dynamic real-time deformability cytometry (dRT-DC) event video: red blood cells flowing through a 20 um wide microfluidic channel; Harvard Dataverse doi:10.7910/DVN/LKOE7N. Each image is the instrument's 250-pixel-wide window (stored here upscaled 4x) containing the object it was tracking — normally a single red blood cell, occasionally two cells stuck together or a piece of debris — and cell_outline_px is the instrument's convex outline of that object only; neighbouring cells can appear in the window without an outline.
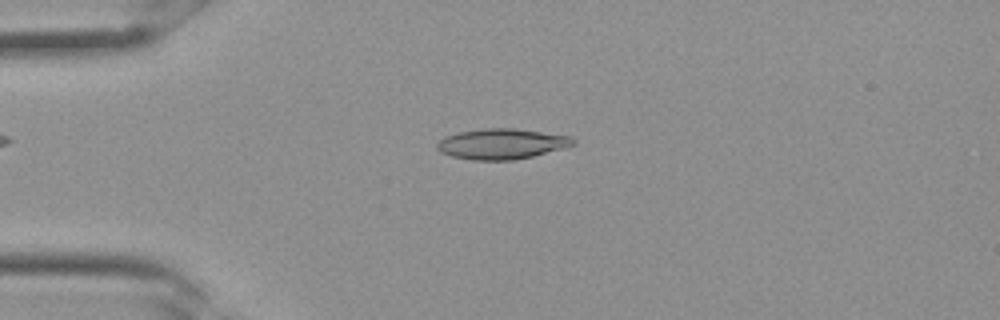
{"species": "Egyptian fruit bat (a non-hibernating species)", "species_latin": "Rousettus aegyptiacus", "temperature_condition": "room temperature", "stored_images_in_passage": 25, "camera_frame_rate_fps": 3000, "um_per_image_px": 0.085, "frame": {"image": 1, "passage_image": 1, "time_ms": 0.0, "image_size_px": [1000, 320], "cell_outline_px": [[576, 144], [564, 148], [532, 156], [512, 160], [472, 160], [452, 156], [440, 152], [436, 148], [436, 144], [444, 136], [460, 132], [484, 128], [512, 128], [572, 136], [576, 140]], "centroid_in_image_um": [42.65, 12.23], "position_along_channel_um": 42.4, "area_um2": 24.16}}
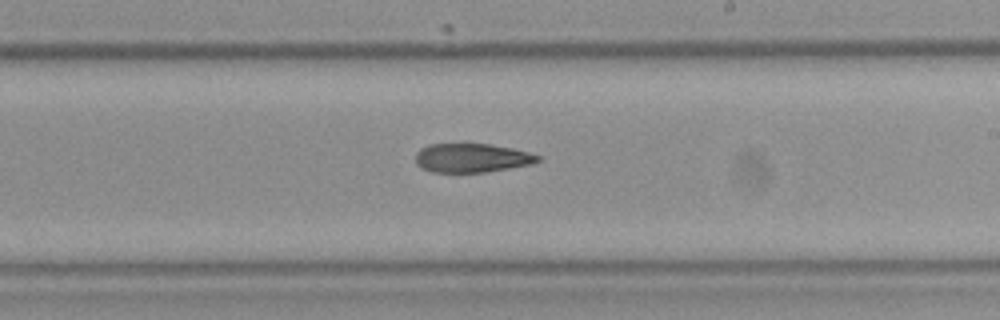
{"frame": {"image": 2, "passage_image": 12, "time_ms": 3.667, "image_size_px": [1000, 320], "cell_outline_px": [[544, 156], [540, 160], [532, 164], [484, 172], [432, 172], [420, 168], [416, 164], [416, 152], [420, 148], [428, 144], [488, 144], [512, 148]], "centroid_in_image_um": [40.09, 13.42], "position_along_channel_um": 248.9, "area_um2": 20.69}}
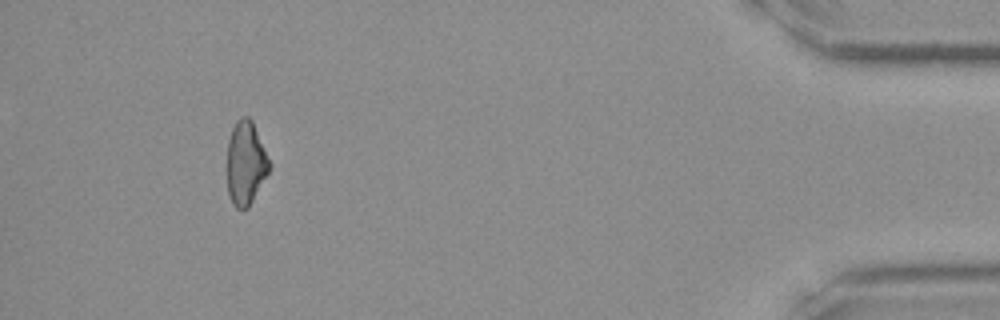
{"frame": {"image": 3, "passage_image": 23, "time_ms": 7.333, "image_size_px": [1000, 320], "cell_outline_px": [[272, 164], [268, 172], [248, 208], [236, 208], [232, 204], [228, 196], [228, 140], [232, 128], [236, 120], [240, 116], [248, 116], [252, 120]], "centroid_in_image_um": [20.89, 13.83], "position_along_channel_um": 414.3, "area_um2": 20.58}}